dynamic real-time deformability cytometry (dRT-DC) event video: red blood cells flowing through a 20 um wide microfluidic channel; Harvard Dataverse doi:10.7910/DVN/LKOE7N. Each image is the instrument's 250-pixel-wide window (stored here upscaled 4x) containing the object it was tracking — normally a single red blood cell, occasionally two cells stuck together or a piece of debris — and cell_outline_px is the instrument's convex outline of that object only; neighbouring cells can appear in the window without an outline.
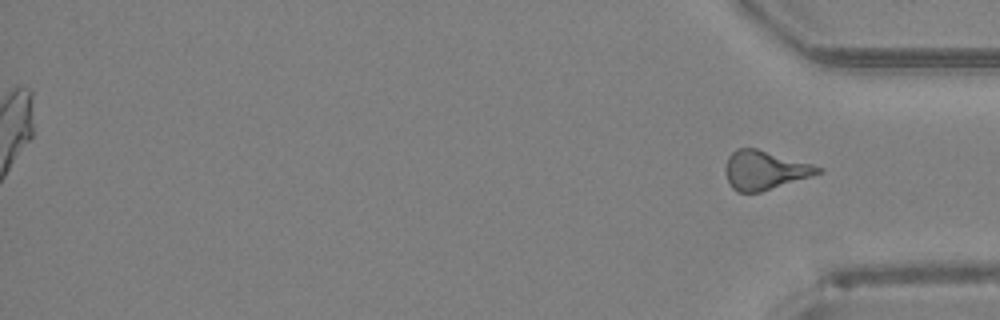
{"species": "Egyptian fruit bat (a non-hibernating species)", "species_latin": "Rousettus aegyptiacus", "temperature_condition": "room temperature", "stored_images_in_passage": 48, "segment_of_instrument_passage": [2, 2], "camera_frame_rate_fps": 3000, "um_per_image_px": 0.085, "animal": {"sex": "female"}, "frame": {"image": 1, "passage_image": 48, "time_ms": 15.667, "image_size_px": [1000, 320], "cell_outline_px": [[824, 172], [760, 192], [736, 192], [732, 188], [724, 172], [728, 156], [736, 148], [756, 148], [812, 164], [824, 168]], "centroid_in_image_um": [64.99, 14.46], "position_along_channel_um": 370.2, "area_um2": 20.92}}